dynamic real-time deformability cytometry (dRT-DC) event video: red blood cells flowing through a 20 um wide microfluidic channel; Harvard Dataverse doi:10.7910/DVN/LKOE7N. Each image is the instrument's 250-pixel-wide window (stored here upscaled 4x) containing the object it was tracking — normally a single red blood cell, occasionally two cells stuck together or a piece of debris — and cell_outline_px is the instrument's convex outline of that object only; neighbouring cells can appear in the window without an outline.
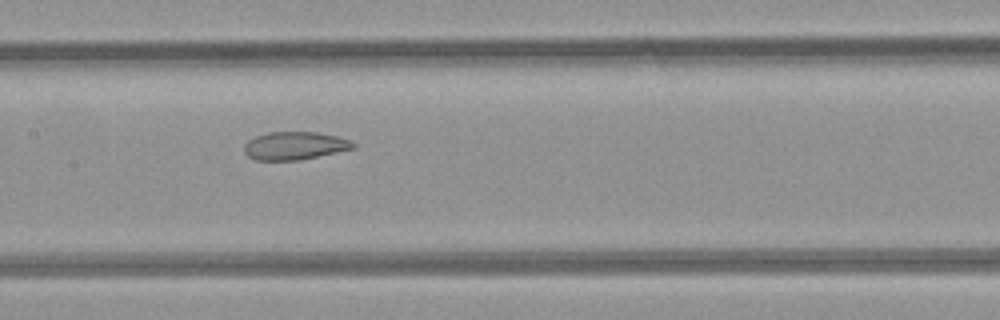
{"species": "common noctule bat (a hibernating species)", "species_latin": "Nyctalus noctula", "temperature_condition": "room temperature", "stored_images_in_passage": 9, "camera_frame_rate_fps": 3000, "um_per_image_px": 0.085, "animal": {"sex": "female", "body_mass_g": 21.9}, "frame": {"image": 1, "passage_image": 6, "time_ms": 6.667, "image_size_px": [1000, 320], "cell_outline_px": [[356, 148], [300, 160], [256, 160], [248, 156], [244, 152], [244, 144], [248, 140], [256, 136], [268, 132], [316, 132], [336, 136], [352, 140], [356, 144]], "centroid_in_image_um": [25.07, 12.38], "position_along_channel_um": 182.3, "area_um2": 17.86}}
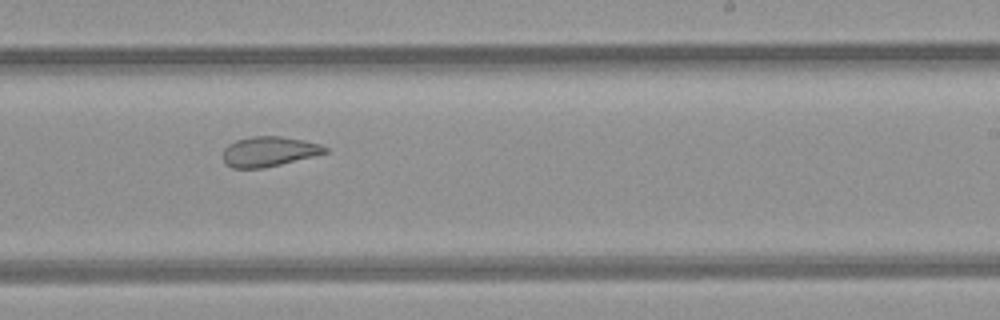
{"frame": {"image": 2, "passage_image": 8, "time_ms": 8.667, "image_size_px": [1000, 320], "cell_outline_px": [[328, 152], [264, 168], [232, 168], [224, 164], [224, 148], [228, 144], [236, 140], [252, 136], [280, 136], [304, 140], [320, 144], [328, 148]], "centroid_in_image_um": [22.84, 12.87], "position_along_channel_um": 266.2, "area_um2": 17.74}}
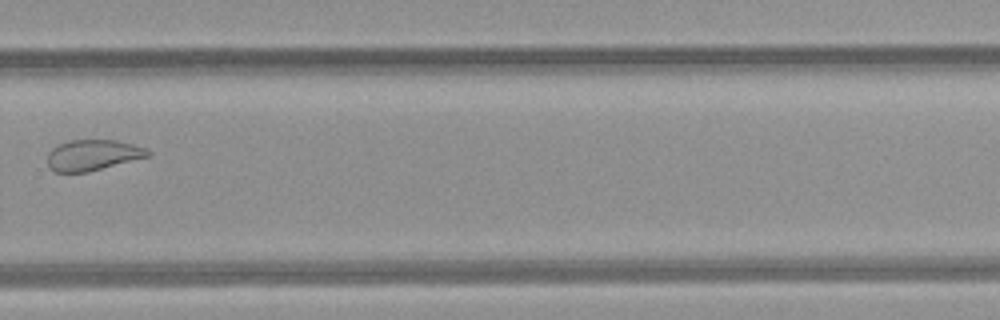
{"frame": {"image": 3, "passage_image": 9, "time_ms": 10.0, "image_size_px": [1000, 320], "cell_outline_px": [[152, 156], [88, 172], [56, 172], [48, 164], [48, 152], [52, 148], [60, 144], [72, 140], [116, 140], [148, 148], [152, 152]], "centroid_in_image_um": [7.96, 13.18], "position_along_channel_um": 321.8, "area_um2": 18.09}}